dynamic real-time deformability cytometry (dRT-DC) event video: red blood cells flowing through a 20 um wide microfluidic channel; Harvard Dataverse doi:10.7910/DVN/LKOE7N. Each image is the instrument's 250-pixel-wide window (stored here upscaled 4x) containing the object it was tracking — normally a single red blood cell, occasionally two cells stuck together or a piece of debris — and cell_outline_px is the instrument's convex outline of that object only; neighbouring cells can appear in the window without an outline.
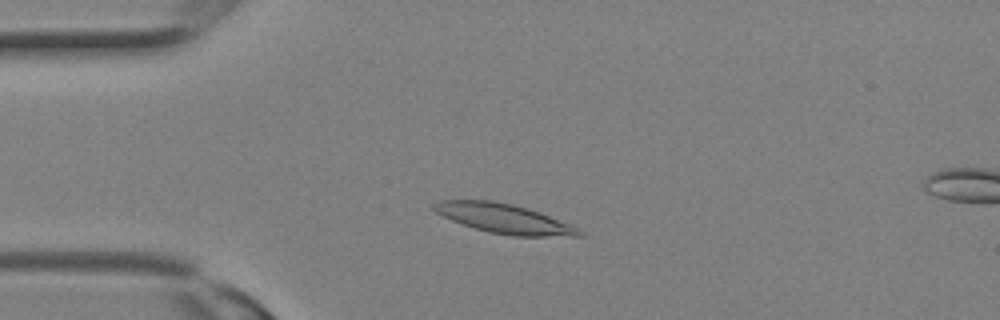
{"species": "Egyptian fruit bat (a non-hibernating species)", "species_latin": "Rousettus aegyptiacus", "temperature_condition": "room temperature", "stored_images_in_passage": 18, "camera_frame_rate_fps": 3000, "um_per_image_px": 0.085, "animal": {"sex": "female"}, "frame": {"image": 1, "passage_image": 6, "time_ms": 1.667, "image_size_px": [1000, 320], "cell_outline_px": [[588, 236], [512, 236], [488, 232], [452, 220], [436, 212], [432, 208], [432, 204], [440, 200], [492, 200], [512, 204], [528, 208], [540, 212], [580, 228]], "centroid_in_image_um": [42.9, 18.58], "position_along_channel_um": 42.1, "area_um2": 24.97}}
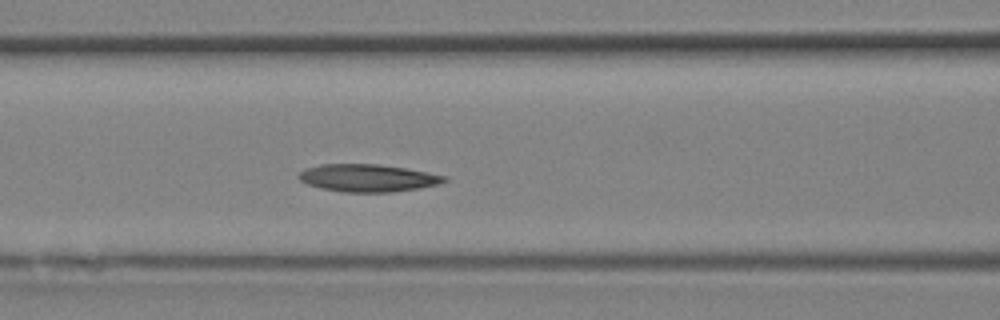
{"frame": {"image": 2, "passage_image": 11, "time_ms": 3.333, "image_size_px": [1000, 320], "cell_outline_px": [[448, 180], [440, 184], [420, 188], [392, 192], [344, 192], [320, 188], [308, 184], [300, 180], [296, 176], [304, 168], [320, 164], [376, 164], [404, 168], [428, 172], [448, 176]], "centroid_in_image_um": [31.26, 15.13], "position_along_channel_um": 135.3, "area_um2": 23.47}}
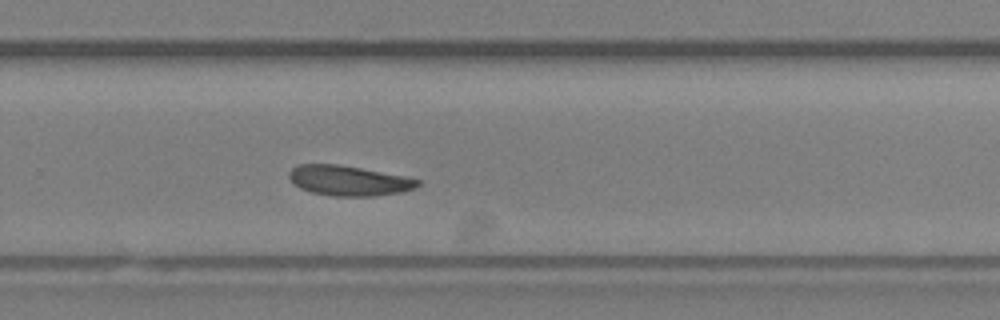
{"frame": {"image": 3, "passage_image": 18, "time_ms": 5.667, "image_size_px": [1000, 320], "cell_outline_px": [[420, 184], [416, 188], [400, 192], [376, 196], [332, 196], [312, 192], [300, 188], [292, 184], [288, 176], [288, 172], [292, 168], [300, 164], [336, 164], [360, 168], [404, 176], [420, 180]], "centroid_in_image_um": [29.61, 15.36], "position_along_channel_um": 300.2, "area_um2": 22.54}}